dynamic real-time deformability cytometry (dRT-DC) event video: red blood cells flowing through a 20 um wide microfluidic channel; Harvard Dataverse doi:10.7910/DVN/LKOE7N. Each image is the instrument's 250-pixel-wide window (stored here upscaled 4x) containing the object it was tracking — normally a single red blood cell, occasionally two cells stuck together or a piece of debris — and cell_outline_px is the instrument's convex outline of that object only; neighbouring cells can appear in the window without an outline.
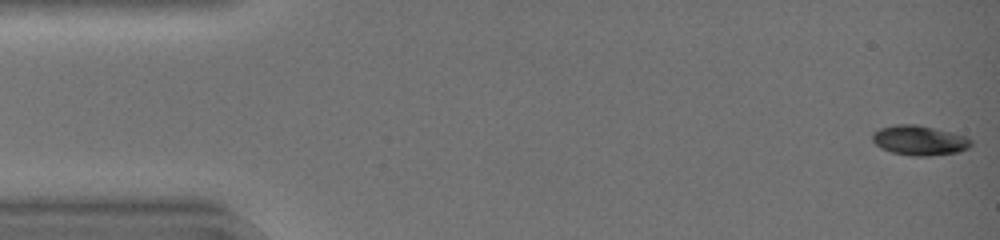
{"species": "common noctule bat (a hibernating species)", "species_latin": "Nyctalus noctula", "temperature_condition": "warm", "stored_images_in_passage": 44, "camera_frame_rate_fps": 3000, "um_per_image_px": 0.085, "animal": {"sex": "female", "body_mass_g": 19.0, "forearm_length_mm": 51.5}, "frame": {"image": 1, "passage_image": 1, "time_ms": 0.0, "image_size_px": [1000, 240], "cell_outline_px": [[972, 144], [968, 148], [956, 152], [928, 156], [912, 156], [892, 152], [880, 148], [872, 140], [872, 132], [880, 128], [896, 124], [916, 124], [952, 132], [968, 136], [972, 140]], "centroid_in_image_um": [78.15, 11.92], "position_along_channel_um": 6.9, "area_um2": 17.22}}
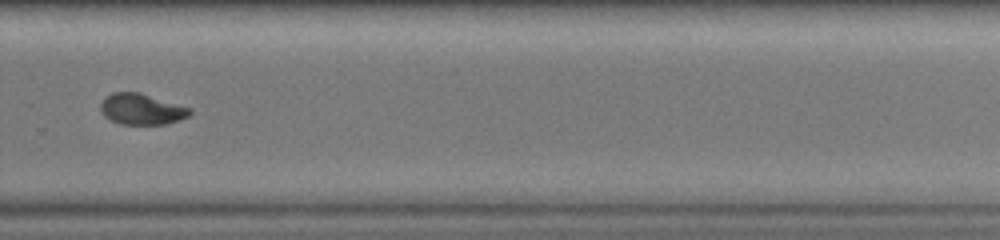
{"frame": {"image": 2, "passage_image": 31, "time_ms": 10.0, "image_size_px": [1000, 240], "cell_outline_px": [[192, 112], [188, 116], [180, 120], [164, 124], [120, 124], [104, 116], [100, 108], [100, 104], [104, 96], [112, 92], [140, 92], [192, 108]], "centroid_in_image_um": [12.03, 9.26], "position_along_channel_um": 317.8, "area_um2": 16.24}}
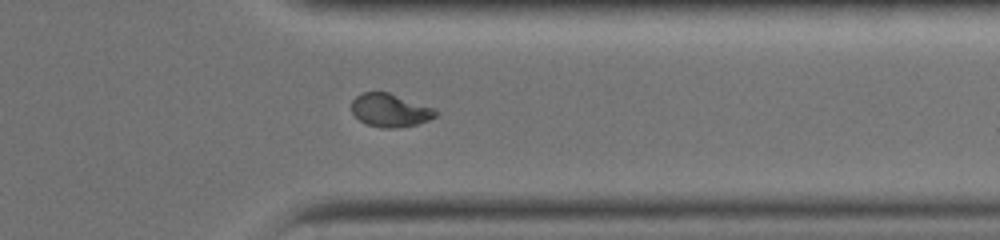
{"frame": {"image": 3, "passage_image": 35, "time_ms": 11.333, "image_size_px": [1000, 240], "cell_outline_px": [[440, 112], [436, 116], [428, 120], [416, 124], [396, 128], [384, 128], [368, 124], [360, 120], [352, 112], [352, 100], [356, 96], [364, 92], [388, 92], [436, 108]], "centroid_in_image_um": [33.2, 9.36], "position_along_channel_um": 378.2, "area_um2": 16.24}, "authors_computed_cell_mechanics": {"area_um2": 17.2244, "velocity_mm_per_s": 4.4602, "shape_relaxation_time_tau1_ms": 4.4043, "shape_relaxation_time_tau2_ms": 2.2747, "deformation_change_tau1": 0.1746, "deformation_change_tau2": 0.0444}}